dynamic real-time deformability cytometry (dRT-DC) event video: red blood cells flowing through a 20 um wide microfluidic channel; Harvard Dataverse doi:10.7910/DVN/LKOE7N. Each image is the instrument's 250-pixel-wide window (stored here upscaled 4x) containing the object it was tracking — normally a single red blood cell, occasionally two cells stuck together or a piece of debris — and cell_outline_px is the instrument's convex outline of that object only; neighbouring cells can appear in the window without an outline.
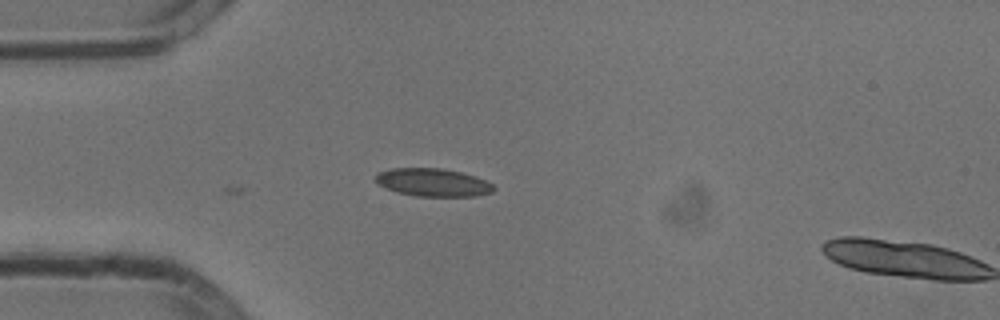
{"species": "common noctule bat (a hibernating species)", "species_latin": "Nyctalus noctula", "temperature_condition": "cold", "stored_images_in_passage": 3, "camera_frame_rate_fps": 3000, "um_per_image_px": 0.085, "animal": {"sex": "male", "body_mass_g": 13.3}, "frame": {"image": 1, "passage_image": 3, "time_ms": 0.667, "image_size_px": [1000, 320], "cell_outline_px": [[496, 188], [492, 192], [476, 196], [416, 196], [396, 192], [384, 188], [376, 184], [376, 176], [380, 172], [392, 168], [440, 168], [460, 172], [476, 176], [492, 184]], "centroid_in_image_um": [36.79, 15.51], "position_along_channel_um": 48.2, "area_um2": 19.25}}